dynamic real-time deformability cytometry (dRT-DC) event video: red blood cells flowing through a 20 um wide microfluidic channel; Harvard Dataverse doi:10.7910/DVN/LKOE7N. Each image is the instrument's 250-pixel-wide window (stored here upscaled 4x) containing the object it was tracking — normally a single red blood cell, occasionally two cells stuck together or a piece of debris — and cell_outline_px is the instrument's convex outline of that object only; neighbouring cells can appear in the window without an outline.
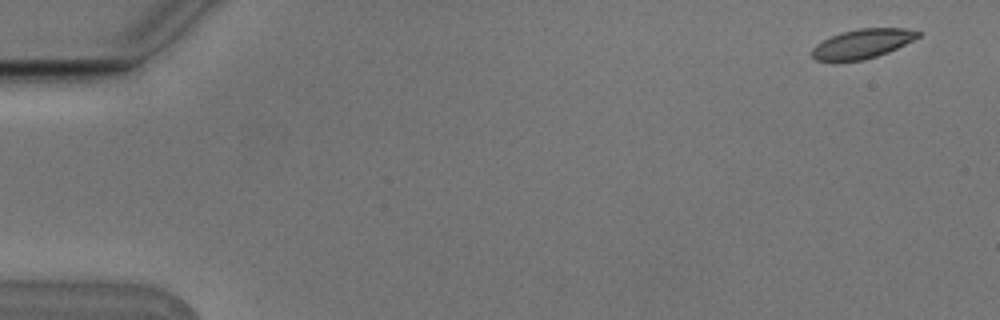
{"species": "Egyptian fruit bat (a non-hibernating species)", "species_latin": "Rousettus aegyptiacus", "temperature_condition": "cold", "stored_images_in_passage": 5, "camera_frame_rate_fps": 3000, "um_per_image_px": 0.085, "animal": {"sex": "male"}, "frame": {"image": 1, "passage_image": 1, "time_ms": 0.0, "image_size_px": [1000, 320], "cell_outline_px": [[920, 36], [888, 52], [864, 60], [832, 64], [816, 60], [812, 56], [812, 48], [816, 44], [840, 32], [860, 28], [904, 28], [920, 32]], "centroid_in_image_um": [73.22, 3.76], "position_along_channel_um": 11.8, "area_um2": 18.44}}